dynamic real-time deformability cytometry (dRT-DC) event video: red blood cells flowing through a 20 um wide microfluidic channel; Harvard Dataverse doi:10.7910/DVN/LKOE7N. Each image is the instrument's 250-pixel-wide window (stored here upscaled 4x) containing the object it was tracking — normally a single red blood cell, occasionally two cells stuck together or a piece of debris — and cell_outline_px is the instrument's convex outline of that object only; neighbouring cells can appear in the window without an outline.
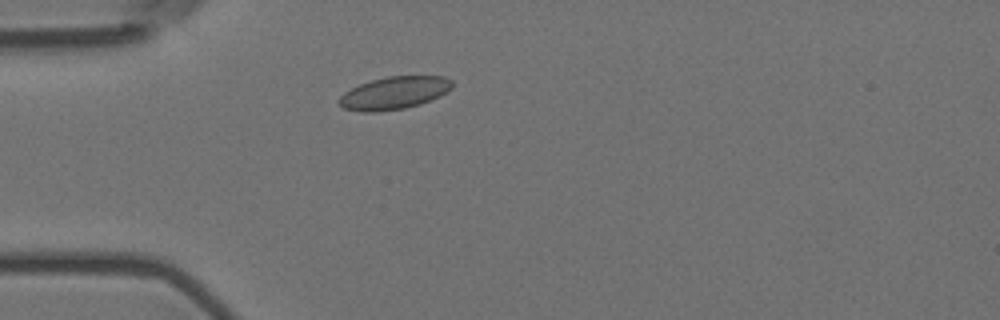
{"species": "Egyptian fruit bat (a non-hibernating species)", "species_latin": "Rousettus aegyptiacus", "temperature_condition": "room temperature", "stored_images_in_passage": 3, "camera_frame_rate_fps": 3000, "um_per_image_px": 0.085, "animal": {"sex": "female"}, "frame": {"image": 1, "passage_image": 3, "time_ms": 0.667, "image_size_px": [1000, 320], "cell_outline_px": [[452, 88], [440, 96], [420, 104], [404, 108], [376, 112], [360, 112], [344, 108], [340, 104], [340, 96], [344, 92], [360, 84], [372, 80], [388, 76], [444, 76], [452, 80]], "centroid_in_image_um": [33.52, 7.9], "position_along_channel_um": 51.5, "area_um2": 21.39}}